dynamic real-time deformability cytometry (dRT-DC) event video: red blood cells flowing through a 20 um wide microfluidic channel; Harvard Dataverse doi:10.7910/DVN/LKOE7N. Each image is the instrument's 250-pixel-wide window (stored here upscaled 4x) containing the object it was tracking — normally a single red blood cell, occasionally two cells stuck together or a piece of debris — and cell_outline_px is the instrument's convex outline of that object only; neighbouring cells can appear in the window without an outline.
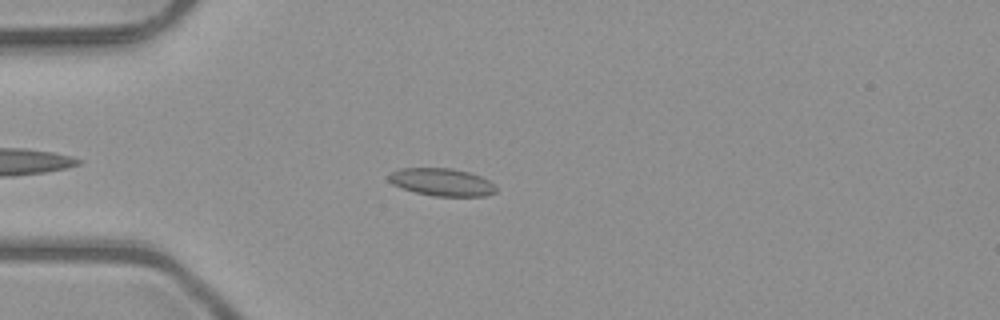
{"species": "common noctule bat (a hibernating species)", "species_latin": "Nyctalus noctula", "temperature_condition": "room temperature", "stored_images_in_passage": 35, "camera_frame_rate_fps": 3000, "um_per_image_px": 0.085, "animal": {"sex": "male", "body_mass_g": 23.1, "forearm_length_mm": 52.7}, "frame": {"image": 1, "passage_image": 7, "time_ms": 2.0, "image_size_px": [1000, 320], "cell_outline_px": [[496, 192], [484, 196], [432, 196], [416, 192], [392, 184], [388, 180], [388, 176], [392, 172], [400, 168], [452, 168], [468, 172], [480, 176], [488, 180], [496, 188]], "centroid_in_image_um": [37.54, 15.48], "position_along_channel_um": 47.5, "area_um2": 17.11}}
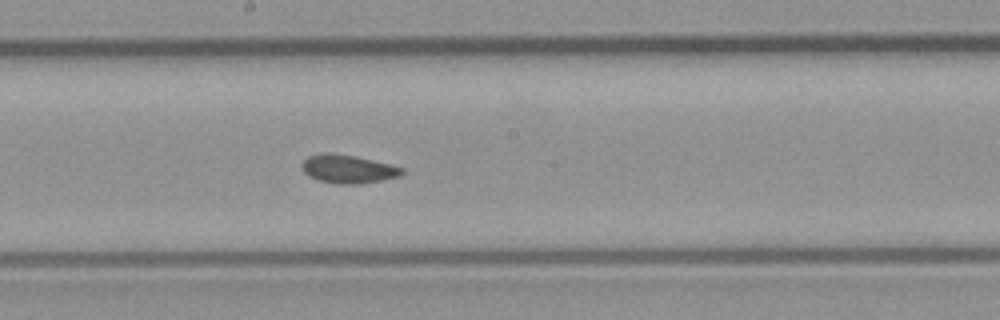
{"frame": {"image": 2, "passage_image": 21, "time_ms": 6.667, "image_size_px": [1000, 320], "cell_outline_px": [[404, 172], [400, 176], [360, 184], [340, 184], [320, 180], [308, 176], [300, 168], [300, 164], [308, 156], [324, 152], [332, 152], [356, 156], [392, 164], [404, 168]], "centroid_in_image_um": [29.57, 14.34], "position_along_channel_um": 218.6, "area_um2": 16.76}}
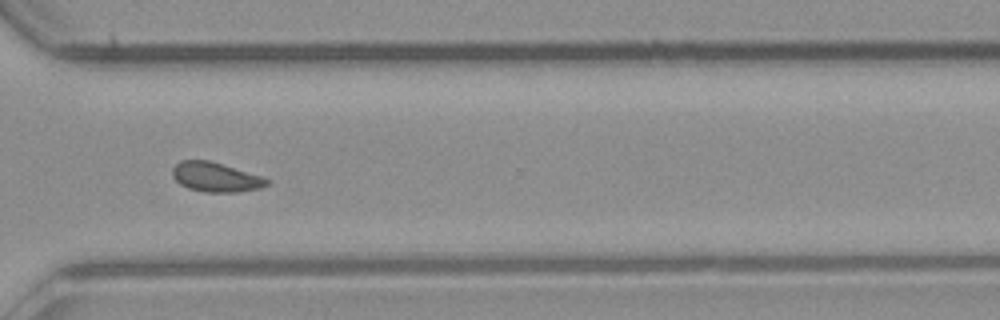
{"frame": {"image": 3, "passage_image": 31, "time_ms": 10.0, "image_size_px": [1000, 320], "cell_outline_px": [[268, 184], [260, 188], [236, 192], [204, 192], [188, 188], [180, 184], [172, 176], [172, 168], [180, 160], [208, 160], [264, 176], [268, 180]], "centroid_in_image_um": [18.32, 15.05], "position_along_channel_um": 352.3, "area_um2": 16.24}, "authors_computed_cell_mechanics": {"area_um2": 16.5308, "velocity_mm_per_s": 4.0208, "shape_relaxation_time_tau1_ms": null, "shape_relaxation_time_tau2_ms": 2.6227, "deformation_change_tau1": null, "deformation_change_tau2": 0.0528}}